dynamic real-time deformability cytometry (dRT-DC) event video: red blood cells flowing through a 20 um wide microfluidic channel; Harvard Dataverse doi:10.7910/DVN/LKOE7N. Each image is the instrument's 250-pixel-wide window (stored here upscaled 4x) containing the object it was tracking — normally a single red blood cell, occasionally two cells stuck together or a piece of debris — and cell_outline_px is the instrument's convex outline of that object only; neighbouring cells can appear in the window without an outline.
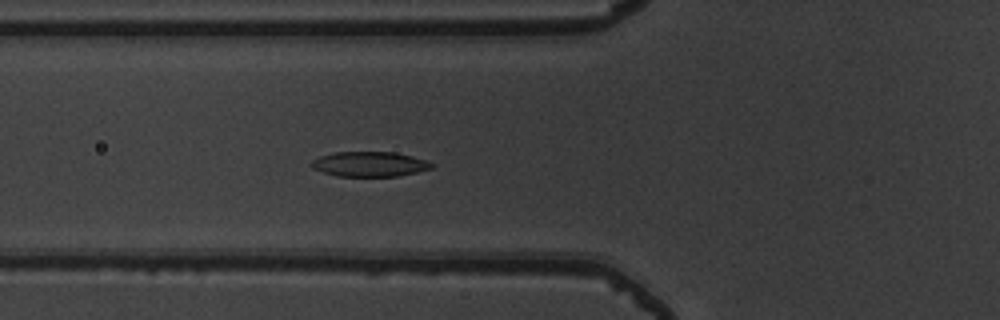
{"species": "common noctule bat (a hibernating species)", "species_latin": "Nyctalus noctula", "temperature_condition": "warm", "stored_images_in_passage": 44, "camera_frame_rate_fps": 3000, "um_per_image_px": 0.085, "animal": {"sex": "male", "body_mass_g": 19.5, "forearm_length_mm": 54.6}, "frame": {"image": 1, "passage_image": 11, "time_ms": 3.333, "image_size_px": [1000, 320], "cell_outline_px": [[436, 164], [432, 168], [416, 172], [396, 176], [336, 176], [312, 168], [312, 160], [320, 156], [332, 152], [392, 152], [412, 156]], "centroid_in_image_um": [31.41, 13.94], "position_along_channel_um": 94.4, "area_um2": 17.34}}
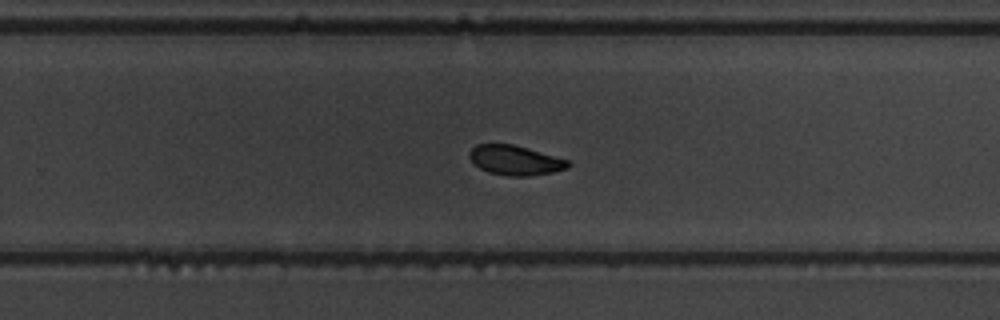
{"frame": {"image": 2, "passage_image": 26, "time_ms": 8.333, "image_size_px": [1000, 320], "cell_outline_px": [[572, 164], [568, 168], [552, 172], [528, 176], [508, 176], [488, 172], [480, 168], [468, 156], [468, 152], [476, 144], [512, 144], [528, 148], [568, 160]], "centroid_in_image_um": [43.79, 13.62], "position_along_channel_um": 286.0, "area_um2": 16.99}}
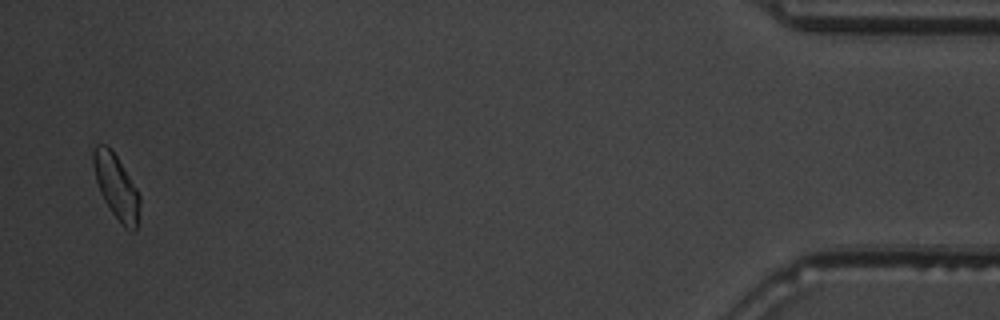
{"frame": {"image": 3, "passage_image": 43, "time_ms": 14.0, "image_size_px": [1000, 320], "cell_outline_px": [[140, 204], [136, 228], [132, 232], [124, 228], [112, 212], [104, 200], [100, 192], [96, 180], [92, 164], [92, 152], [96, 144], [108, 144], [116, 156], [136, 188], [140, 196]], "centroid_in_image_um": [9.86, 15.86], "position_along_channel_um": 425.3, "area_um2": 17.34}, "authors_computed_cell_mechanics": {"area_um2": 17.6579, "velocity_mm_per_s": 3.8375, "shape_relaxation_time_tau1_ms": 3.5549, "shape_relaxation_time_tau2_ms": 3.2545, "deformation_change_tau1": 0.1364, "deformation_change_tau2": 0.0743}}